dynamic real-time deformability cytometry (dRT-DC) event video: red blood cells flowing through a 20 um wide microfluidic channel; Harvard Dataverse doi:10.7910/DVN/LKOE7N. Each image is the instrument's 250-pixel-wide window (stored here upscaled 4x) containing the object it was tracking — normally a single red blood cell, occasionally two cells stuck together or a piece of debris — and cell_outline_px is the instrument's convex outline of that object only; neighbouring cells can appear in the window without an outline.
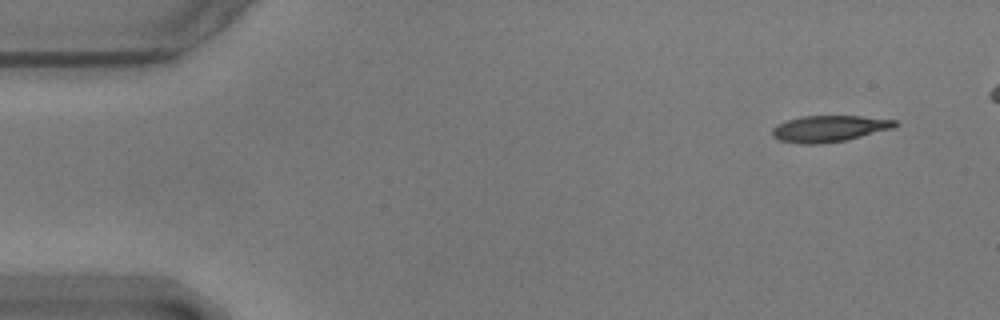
{"species": "common noctule bat (a hibernating species)", "species_latin": "Nyctalus noctula", "temperature_condition": "warm", "stored_images_in_passage": 10, "camera_frame_rate_fps": 3000, "um_per_image_px": 0.085, "animal": {"sex": "male", "body_mass_g": 17.9}, "frame": {"image": 1, "passage_image": 1, "time_ms": 0.0, "image_size_px": [1000, 320], "cell_outline_px": [[900, 124], [892, 128], [844, 140], [820, 144], [800, 144], [780, 140], [772, 136], [772, 128], [788, 120], [804, 116], [860, 116], [896, 120]], "centroid_in_image_um": [70.47, 10.93], "position_along_channel_um": 14.5, "area_um2": 18.55}}